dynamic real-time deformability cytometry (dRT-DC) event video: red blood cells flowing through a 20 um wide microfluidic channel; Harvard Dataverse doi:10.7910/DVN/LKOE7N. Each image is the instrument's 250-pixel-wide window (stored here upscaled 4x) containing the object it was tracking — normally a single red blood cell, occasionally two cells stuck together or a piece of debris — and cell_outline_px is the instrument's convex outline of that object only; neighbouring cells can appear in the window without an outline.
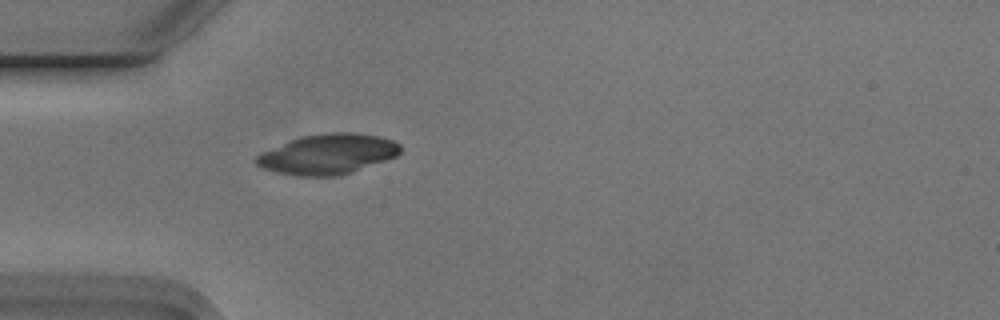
{"species": "Egyptian fruit bat (a non-hibernating species)", "species_latin": "Rousettus aegyptiacus", "temperature_condition": "cold", "stored_images_in_passage": 39, "camera_frame_rate_fps": 3000, "um_per_image_px": 0.085, "animal": {"sex": "male"}, "frame": {"image": 1, "passage_image": 1, "time_ms": 0.0, "image_size_px": [1000, 320], "cell_outline_px": [[400, 152], [396, 156], [352, 172], [340, 176], [296, 176], [276, 172], [264, 168], [256, 164], [256, 156], [264, 152], [300, 136], [328, 132], [352, 132], [380, 136], [392, 140], [400, 144]], "centroid_in_image_um": [27.89, 13.1], "position_along_channel_um": 57.1, "area_um2": 33.47}}
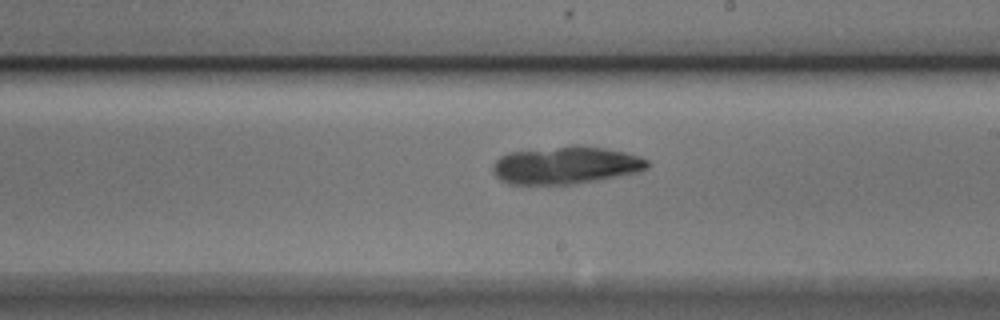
{"frame": {"image": 2, "passage_image": 16, "time_ms": 5.0, "image_size_px": [1000, 320], "cell_outline_px": [[648, 168], [636, 172], [596, 180], [572, 184], [508, 184], [500, 180], [492, 172], [492, 164], [500, 156], [508, 152], [572, 144], [580, 144], [604, 148], [624, 152], [648, 160]], "centroid_in_image_um": [48.02, 14.02], "position_along_channel_um": 241.0, "area_um2": 33.99}}
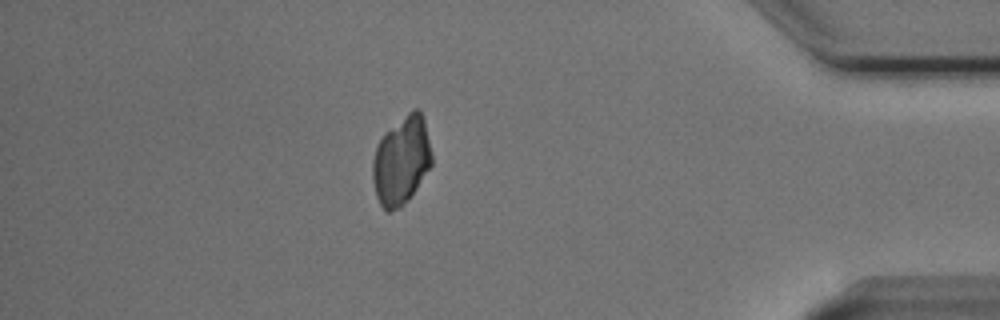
{"frame": {"image": 3, "passage_image": 32, "time_ms": 10.333, "image_size_px": [1000, 320], "cell_outline_px": [[432, 164], [416, 188], [404, 204], [400, 208], [388, 212], [380, 204], [376, 196], [372, 180], [372, 160], [376, 148], [384, 132], [412, 108], [420, 108], [424, 120], [432, 152]], "centroid_in_image_um": [34.11, 13.62], "position_along_channel_um": 401.1, "area_um2": 30.52}}